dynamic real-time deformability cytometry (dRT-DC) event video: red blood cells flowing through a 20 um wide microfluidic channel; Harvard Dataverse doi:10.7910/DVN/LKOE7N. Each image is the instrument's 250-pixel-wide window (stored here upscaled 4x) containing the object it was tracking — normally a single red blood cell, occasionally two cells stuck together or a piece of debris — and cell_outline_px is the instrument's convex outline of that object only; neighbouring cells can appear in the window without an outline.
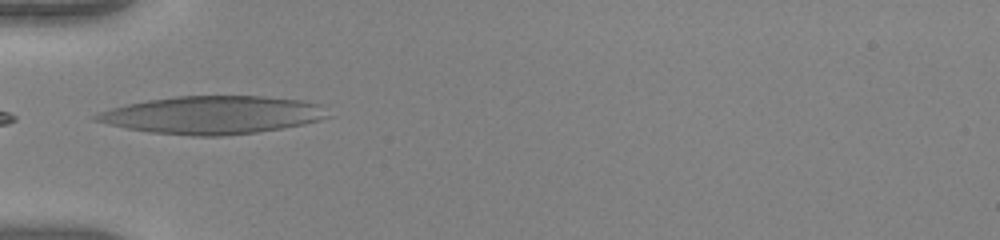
{"species": "human", "species_latin": "Homo sapiens", "temperature_condition": "warm", "stored_images_in_passage": 7, "camera_frame_rate_fps": 3000, "um_per_image_px": 0.085, "donor": {"sex": "female"}, "frame": {"image": 1, "passage_image": 1, "time_ms": 0.0, "image_size_px": [1000, 240], "cell_outline_px": [[336, 116], [304, 124], [256, 132], [220, 136], [192, 136], [148, 132], [108, 124], [92, 120], [92, 116], [100, 112], [112, 108], [128, 104], [148, 100], [176, 96], [264, 96], [304, 100], [320, 104]], "centroid_in_image_um": [18.14, 9.77], "position_along_channel_um": 66.9, "area_um2": 51.38}}
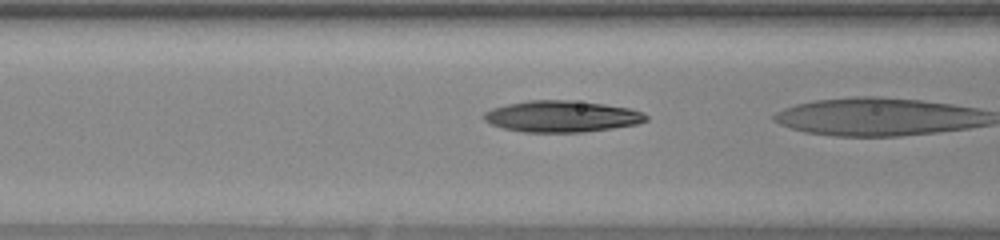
{"frame": {"image": 2, "passage_image": 3, "time_ms": 0.667, "image_size_px": [1000, 240], "cell_outline_px": [[648, 120], [636, 124], [612, 128], [580, 132], [524, 132], [504, 128], [492, 124], [484, 120], [484, 112], [492, 108], [508, 104], [528, 100], [572, 100], [604, 104], [628, 108], [644, 112], [648, 116]], "centroid_in_image_um": [47.76, 9.89], "position_along_channel_um": 118.8, "area_um2": 29.54}}
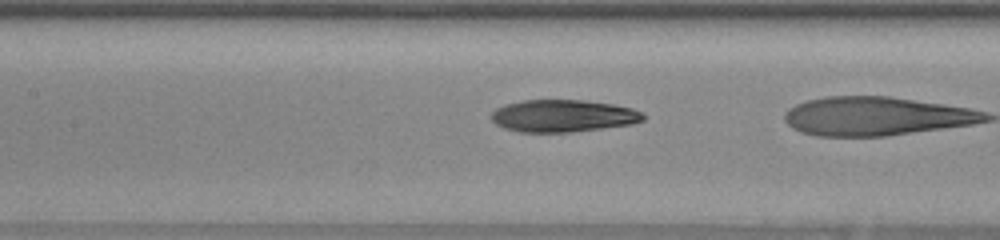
{"frame": {"image": 3, "passage_image": 6, "time_ms": 1.667, "image_size_px": [1000, 240], "cell_outline_px": [[644, 120], [632, 124], [572, 132], [520, 132], [504, 128], [496, 124], [492, 120], [492, 112], [496, 108], [504, 104], [524, 100], [584, 100], [612, 104], [632, 108], [644, 112]], "centroid_in_image_um": [47.86, 9.84], "position_along_channel_um": 159.5, "area_um2": 28.61}}